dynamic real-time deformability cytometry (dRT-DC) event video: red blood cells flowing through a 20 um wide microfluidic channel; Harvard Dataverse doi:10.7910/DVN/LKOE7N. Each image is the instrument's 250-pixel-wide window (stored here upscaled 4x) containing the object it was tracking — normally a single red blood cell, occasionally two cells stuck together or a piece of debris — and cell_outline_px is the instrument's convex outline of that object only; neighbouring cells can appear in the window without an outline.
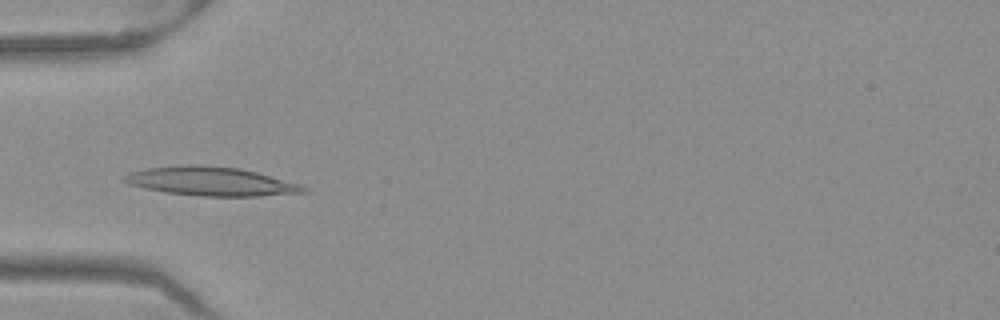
{"species": "Egyptian fruit bat (a non-hibernating species)", "species_latin": "Rousettus aegyptiacus", "temperature_condition": "warm", "stored_images_in_passage": 52, "camera_frame_rate_fps": 3000, "um_per_image_px": 0.085, "frame": {"image": 1, "passage_image": 17, "time_ms": 5.333, "image_size_px": [1000, 320], "cell_outline_px": [[308, 192], [260, 196], [200, 196], [164, 192], [144, 188], [128, 184], [120, 180], [128, 172], [148, 168], [180, 164], [200, 164], [240, 168], [256, 172], [300, 184], [308, 188]], "centroid_in_image_um": [17.89, 15.41], "position_along_channel_um": 67.1, "area_um2": 30.4}}
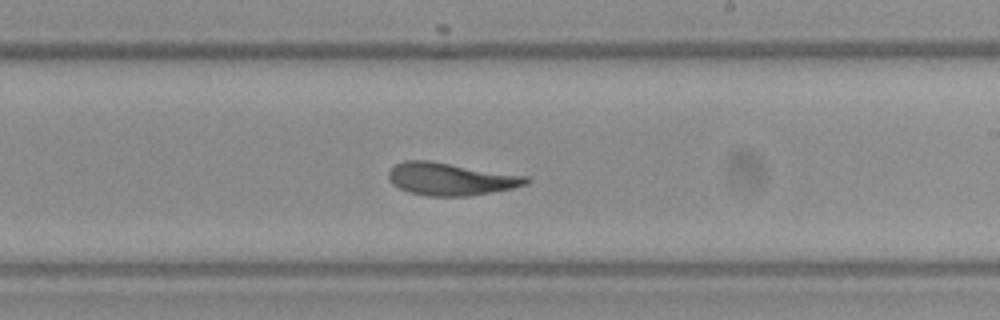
{"frame": {"image": 2, "passage_image": 31, "time_ms": 10.0, "image_size_px": [1000, 320], "cell_outline_px": [[532, 180], [528, 184], [512, 188], [492, 192], [468, 196], [428, 196], [408, 192], [392, 184], [388, 180], [388, 172], [396, 164], [404, 160], [432, 160], [528, 176]], "centroid_in_image_um": [38.32, 15.2], "position_along_channel_um": 250.7, "area_um2": 26.41}}
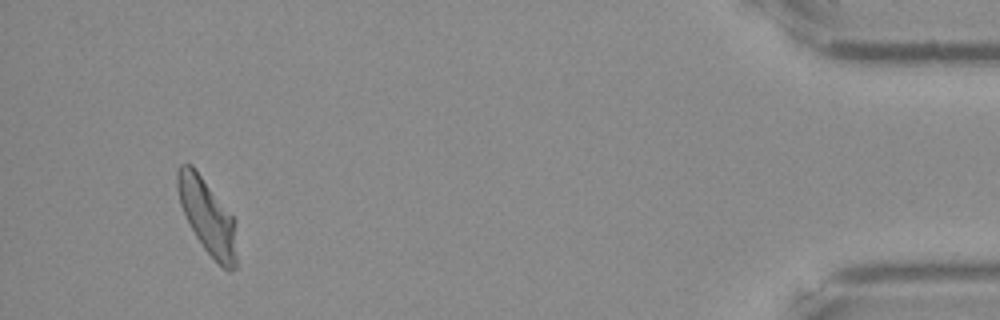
{"frame": {"image": 3, "passage_image": 49, "time_ms": 16.0, "image_size_px": [1000, 320], "cell_outline_px": [[236, 268], [232, 272], [228, 272], [204, 248], [188, 224], [180, 204], [176, 188], [176, 172], [180, 164], [192, 164], [236, 220]], "centroid_in_image_um": [17.62, 18.39], "position_along_channel_um": 417.6, "area_um2": 25.95}, "authors_computed_cell_mechanics": {"area_um2": 26.5591, "velocity_mm_per_s": 3.9402, "shape_relaxation_time_tau1_ms": 6.7982, "shape_relaxation_time_tau2_ms": 1.9164, "deformation_change_tau1": 0.1995, "deformation_change_tau2": 0.0927}}